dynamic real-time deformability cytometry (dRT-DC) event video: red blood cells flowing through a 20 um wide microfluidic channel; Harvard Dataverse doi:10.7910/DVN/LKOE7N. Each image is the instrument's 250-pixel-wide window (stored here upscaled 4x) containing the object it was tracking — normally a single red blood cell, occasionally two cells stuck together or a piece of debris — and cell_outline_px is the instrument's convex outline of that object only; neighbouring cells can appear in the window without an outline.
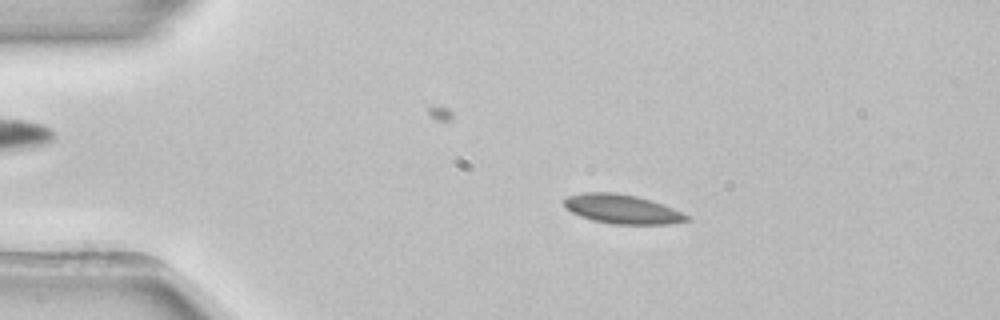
{"species": "common noctule bat (a hibernating species)", "species_latin": "Nyctalus noctula", "temperature_condition": "room temperature", "stored_images_in_passage": 52, "camera_frame_rate_fps": 3000, "um_per_image_px": 0.085, "animal": {"sex": "female", "body_mass_g": 22.7, "forearm_length_mm": 54.2}, "frame": {"image": 1, "passage_image": 10, "time_ms": 3.0, "image_size_px": [1000, 320], "cell_outline_px": [[692, 220], [672, 224], [612, 224], [592, 220], [580, 216], [572, 212], [564, 204], [564, 200], [568, 196], [584, 192], [616, 192], [636, 196], [664, 204], [692, 216]], "centroid_in_image_um": [52.96, 17.78], "position_along_channel_um": 32.0, "area_um2": 21.04}}
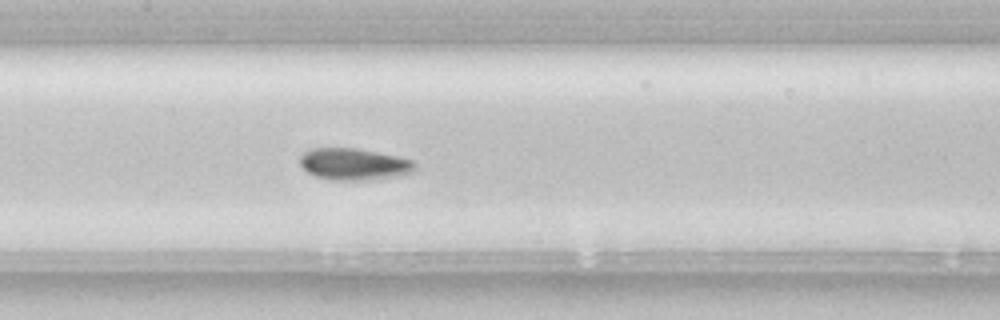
{"frame": {"image": 2, "passage_image": 25, "time_ms": 8.0, "image_size_px": [1000, 320], "cell_outline_px": [[416, 172], [396, 176], [364, 180], [332, 180], [316, 176], [308, 172], [300, 164], [300, 156], [304, 152], [312, 148], [356, 148], [416, 160]], "centroid_in_image_um": [30.13, 13.95], "position_along_channel_um": 177.3, "area_um2": 21.33}}
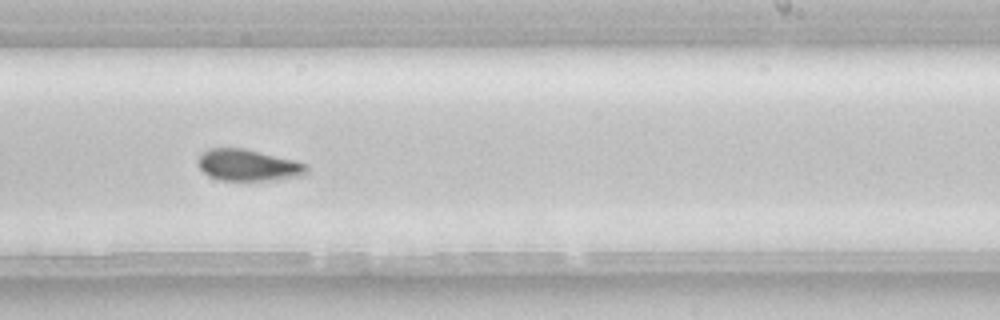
{"frame": {"image": 3, "passage_image": 32, "time_ms": 10.333, "image_size_px": [1000, 320], "cell_outline_px": [[308, 172], [304, 176], [272, 180], [220, 180], [204, 172], [196, 164], [196, 160], [200, 152], [208, 148], [244, 148], [308, 164]], "centroid_in_image_um": [21.07, 14.03], "position_along_channel_um": 267.9, "area_um2": 20.06}, "authors_computed_cell_mechanics": {"area_um2": 20.4612, "velocity_mm_per_s": 3.9003, "shape_relaxation_time_tau1_ms": 10.0517, "shape_relaxation_time_tau2_ms": null, "deformation_change_tau1": 0.1787, "deformation_change_tau2": null}}